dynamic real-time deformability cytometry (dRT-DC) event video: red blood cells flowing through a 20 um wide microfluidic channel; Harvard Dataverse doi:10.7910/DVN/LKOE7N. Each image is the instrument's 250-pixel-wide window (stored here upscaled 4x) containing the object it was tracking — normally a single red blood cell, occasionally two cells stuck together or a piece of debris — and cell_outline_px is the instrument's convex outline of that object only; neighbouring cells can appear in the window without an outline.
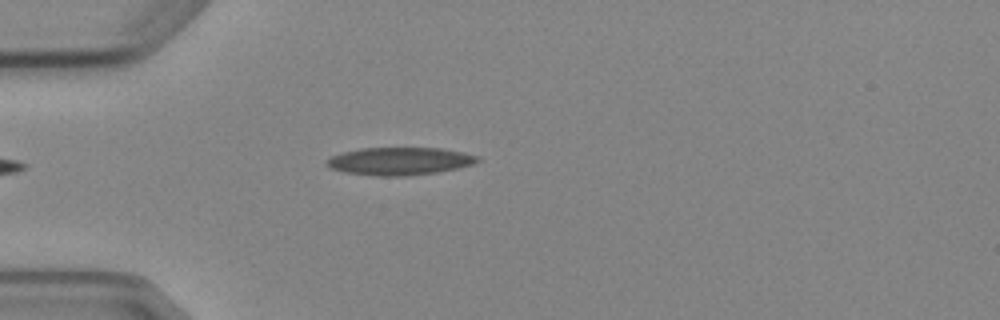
{"species": "Egyptian fruit bat (a non-hibernating species)", "species_latin": "Rousettus aegyptiacus", "temperature_condition": "cold", "stored_images_in_passage": 3, "camera_frame_rate_fps": 3000, "um_per_image_px": 0.085, "animal": {"sex": "female"}, "frame": {"image": 1, "passage_image": 3, "time_ms": 2.333, "image_size_px": [1000, 320], "cell_outline_px": [[480, 160], [472, 164], [456, 168], [436, 172], [408, 176], [376, 176], [344, 172], [328, 168], [324, 164], [332, 156], [344, 152], [360, 148], [440, 148], [464, 152], [480, 156]], "centroid_in_image_um": [33.96, 13.7], "position_along_channel_um": 51.0, "area_um2": 24.39}}